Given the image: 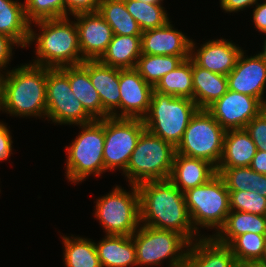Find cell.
Masks as SVG:
<instances>
[{
  "label": "cell",
  "mask_w": 266,
  "mask_h": 267,
  "mask_svg": "<svg viewBox=\"0 0 266 267\" xmlns=\"http://www.w3.org/2000/svg\"><path fill=\"white\" fill-rule=\"evenodd\" d=\"M64 263L66 267H102L97 255L95 242L82 237L62 236Z\"/></svg>",
  "instance_id": "obj_31"
},
{
  "label": "cell",
  "mask_w": 266,
  "mask_h": 267,
  "mask_svg": "<svg viewBox=\"0 0 266 267\" xmlns=\"http://www.w3.org/2000/svg\"><path fill=\"white\" fill-rule=\"evenodd\" d=\"M195 45V42L191 40L190 59L201 68L225 76L233 70L243 51L241 47H237L235 43L224 38L207 41L198 50Z\"/></svg>",
  "instance_id": "obj_17"
},
{
  "label": "cell",
  "mask_w": 266,
  "mask_h": 267,
  "mask_svg": "<svg viewBox=\"0 0 266 267\" xmlns=\"http://www.w3.org/2000/svg\"><path fill=\"white\" fill-rule=\"evenodd\" d=\"M258 195L266 197V175L260 174L259 184H258Z\"/></svg>",
  "instance_id": "obj_45"
},
{
  "label": "cell",
  "mask_w": 266,
  "mask_h": 267,
  "mask_svg": "<svg viewBox=\"0 0 266 267\" xmlns=\"http://www.w3.org/2000/svg\"><path fill=\"white\" fill-rule=\"evenodd\" d=\"M170 23L142 32L141 54L190 56L191 39L175 30Z\"/></svg>",
  "instance_id": "obj_18"
},
{
  "label": "cell",
  "mask_w": 266,
  "mask_h": 267,
  "mask_svg": "<svg viewBox=\"0 0 266 267\" xmlns=\"http://www.w3.org/2000/svg\"><path fill=\"white\" fill-rule=\"evenodd\" d=\"M249 232L266 234V216L230 210L225 224L212 237L228 245L235 237Z\"/></svg>",
  "instance_id": "obj_28"
},
{
  "label": "cell",
  "mask_w": 266,
  "mask_h": 267,
  "mask_svg": "<svg viewBox=\"0 0 266 267\" xmlns=\"http://www.w3.org/2000/svg\"><path fill=\"white\" fill-rule=\"evenodd\" d=\"M131 237L136 249L137 266H157L167 258L170 260L168 267L184 266L190 242L180 233L140 225Z\"/></svg>",
  "instance_id": "obj_8"
},
{
  "label": "cell",
  "mask_w": 266,
  "mask_h": 267,
  "mask_svg": "<svg viewBox=\"0 0 266 267\" xmlns=\"http://www.w3.org/2000/svg\"><path fill=\"white\" fill-rule=\"evenodd\" d=\"M242 51L233 70L227 75L228 90L257 98L263 105L266 87V59L259 53L245 57Z\"/></svg>",
  "instance_id": "obj_14"
},
{
  "label": "cell",
  "mask_w": 266,
  "mask_h": 267,
  "mask_svg": "<svg viewBox=\"0 0 266 267\" xmlns=\"http://www.w3.org/2000/svg\"><path fill=\"white\" fill-rule=\"evenodd\" d=\"M175 153L176 148L171 143L145 129L124 172L129 185L169 179Z\"/></svg>",
  "instance_id": "obj_5"
},
{
  "label": "cell",
  "mask_w": 266,
  "mask_h": 267,
  "mask_svg": "<svg viewBox=\"0 0 266 267\" xmlns=\"http://www.w3.org/2000/svg\"><path fill=\"white\" fill-rule=\"evenodd\" d=\"M131 186L132 192L115 186L108 195L96 200L95 217L106 235L132 236L141 225L137 185Z\"/></svg>",
  "instance_id": "obj_9"
},
{
  "label": "cell",
  "mask_w": 266,
  "mask_h": 267,
  "mask_svg": "<svg viewBox=\"0 0 266 267\" xmlns=\"http://www.w3.org/2000/svg\"><path fill=\"white\" fill-rule=\"evenodd\" d=\"M120 109L117 118L143 119L150 108L154 88L133 69H119Z\"/></svg>",
  "instance_id": "obj_15"
},
{
  "label": "cell",
  "mask_w": 266,
  "mask_h": 267,
  "mask_svg": "<svg viewBox=\"0 0 266 267\" xmlns=\"http://www.w3.org/2000/svg\"><path fill=\"white\" fill-rule=\"evenodd\" d=\"M265 35H266V33H265ZM263 44H264V45H263V51L260 52L259 54H260L263 58L266 59V40L264 41Z\"/></svg>",
  "instance_id": "obj_48"
},
{
  "label": "cell",
  "mask_w": 266,
  "mask_h": 267,
  "mask_svg": "<svg viewBox=\"0 0 266 267\" xmlns=\"http://www.w3.org/2000/svg\"><path fill=\"white\" fill-rule=\"evenodd\" d=\"M137 189L141 225L178 232L190 243L201 238H194L201 234L192 225L184 193L169 179L146 181Z\"/></svg>",
  "instance_id": "obj_1"
},
{
  "label": "cell",
  "mask_w": 266,
  "mask_h": 267,
  "mask_svg": "<svg viewBox=\"0 0 266 267\" xmlns=\"http://www.w3.org/2000/svg\"><path fill=\"white\" fill-rule=\"evenodd\" d=\"M266 234L245 233L235 237L227 246L231 249L239 266L261 261Z\"/></svg>",
  "instance_id": "obj_34"
},
{
  "label": "cell",
  "mask_w": 266,
  "mask_h": 267,
  "mask_svg": "<svg viewBox=\"0 0 266 267\" xmlns=\"http://www.w3.org/2000/svg\"><path fill=\"white\" fill-rule=\"evenodd\" d=\"M97 11L112 28L113 34H142L138 23L126 9L125 0H100Z\"/></svg>",
  "instance_id": "obj_29"
},
{
  "label": "cell",
  "mask_w": 266,
  "mask_h": 267,
  "mask_svg": "<svg viewBox=\"0 0 266 267\" xmlns=\"http://www.w3.org/2000/svg\"><path fill=\"white\" fill-rule=\"evenodd\" d=\"M189 247L183 267H240L231 249L218 243L211 235H202Z\"/></svg>",
  "instance_id": "obj_20"
},
{
  "label": "cell",
  "mask_w": 266,
  "mask_h": 267,
  "mask_svg": "<svg viewBox=\"0 0 266 267\" xmlns=\"http://www.w3.org/2000/svg\"><path fill=\"white\" fill-rule=\"evenodd\" d=\"M154 91L193 100L192 60H183L174 70L164 75Z\"/></svg>",
  "instance_id": "obj_30"
},
{
  "label": "cell",
  "mask_w": 266,
  "mask_h": 267,
  "mask_svg": "<svg viewBox=\"0 0 266 267\" xmlns=\"http://www.w3.org/2000/svg\"><path fill=\"white\" fill-rule=\"evenodd\" d=\"M189 58L190 56L141 54L135 69L154 88L164 75L174 70L183 60Z\"/></svg>",
  "instance_id": "obj_32"
},
{
  "label": "cell",
  "mask_w": 266,
  "mask_h": 267,
  "mask_svg": "<svg viewBox=\"0 0 266 267\" xmlns=\"http://www.w3.org/2000/svg\"><path fill=\"white\" fill-rule=\"evenodd\" d=\"M102 267L137 266L136 249L133 238L127 235H106L95 243Z\"/></svg>",
  "instance_id": "obj_22"
},
{
  "label": "cell",
  "mask_w": 266,
  "mask_h": 267,
  "mask_svg": "<svg viewBox=\"0 0 266 267\" xmlns=\"http://www.w3.org/2000/svg\"><path fill=\"white\" fill-rule=\"evenodd\" d=\"M256 152V145L245 129L227 130L217 168L248 167Z\"/></svg>",
  "instance_id": "obj_23"
},
{
  "label": "cell",
  "mask_w": 266,
  "mask_h": 267,
  "mask_svg": "<svg viewBox=\"0 0 266 267\" xmlns=\"http://www.w3.org/2000/svg\"><path fill=\"white\" fill-rule=\"evenodd\" d=\"M184 198L196 231H199L200 226L216 228L215 231L218 232L225 224L230 213V198L229 191L218 173L207 183L185 191Z\"/></svg>",
  "instance_id": "obj_7"
},
{
  "label": "cell",
  "mask_w": 266,
  "mask_h": 267,
  "mask_svg": "<svg viewBox=\"0 0 266 267\" xmlns=\"http://www.w3.org/2000/svg\"><path fill=\"white\" fill-rule=\"evenodd\" d=\"M228 191L258 192L260 173L248 167L216 168Z\"/></svg>",
  "instance_id": "obj_35"
},
{
  "label": "cell",
  "mask_w": 266,
  "mask_h": 267,
  "mask_svg": "<svg viewBox=\"0 0 266 267\" xmlns=\"http://www.w3.org/2000/svg\"><path fill=\"white\" fill-rule=\"evenodd\" d=\"M30 27L24 3L0 0V34L11 37L19 46L25 48L29 43Z\"/></svg>",
  "instance_id": "obj_27"
},
{
  "label": "cell",
  "mask_w": 266,
  "mask_h": 267,
  "mask_svg": "<svg viewBox=\"0 0 266 267\" xmlns=\"http://www.w3.org/2000/svg\"><path fill=\"white\" fill-rule=\"evenodd\" d=\"M259 263L266 265V241H265L264 252H263L261 261Z\"/></svg>",
  "instance_id": "obj_47"
},
{
  "label": "cell",
  "mask_w": 266,
  "mask_h": 267,
  "mask_svg": "<svg viewBox=\"0 0 266 267\" xmlns=\"http://www.w3.org/2000/svg\"><path fill=\"white\" fill-rule=\"evenodd\" d=\"M149 4H154V3H162L161 1L163 0H140Z\"/></svg>",
  "instance_id": "obj_49"
},
{
  "label": "cell",
  "mask_w": 266,
  "mask_h": 267,
  "mask_svg": "<svg viewBox=\"0 0 266 267\" xmlns=\"http://www.w3.org/2000/svg\"><path fill=\"white\" fill-rule=\"evenodd\" d=\"M80 65L88 72L103 109L117 118L116 110L120 108L119 68L105 65L99 60L83 61Z\"/></svg>",
  "instance_id": "obj_19"
},
{
  "label": "cell",
  "mask_w": 266,
  "mask_h": 267,
  "mask_svg": "<svg viewBox=\"0 0 266 267\" xmlns=\"http://www.w3.org/2000/svg\"><path fill=\"white\" fill-rule=\"evenodd\" d=\"M14 45H17V47L19 46V44L11 37L0 34V73L2 71L1 69L7 67L6 65L10 61L12 56V48H14L12 46Z\"/></svg>",
  "instance_id": "obj_40"
},
{
  "label": "cell",
  "mask_w": 266,
  "mask_h": 267,
  "mask_svg": "<svg viewBox=\"0 0 266 267\" xmlns=\"http://www.w3.org/2000/svg\"><path fill=\"white\" fill-rule=\"evenodd\" d=\"M217 174L209 161L175 153L169 180L181 191L207 183Z\"/></svg>",
  "instance_id": "obj_21"
},
{
  "label": "cell",
  "mask_w": 266,
  "mask_h": 267,
  "mask_svg": "<svg viewBox=\"0 0 266 267\" xmlns=\"http://www.w3.org/2000/svg\"><path fill=\"white\" fill-rule=\"evenodd\" d=\"M253 22L259 32L266 33V1L256 4V7L253 9Z\"/></svg>",
  "instance_id": "obj_43"
},
{
  "label": "cell",
  "mask_w": 266,
  "mask_h": 267,
  "mask_svg": "<svg viewBox=\"0 0 266 267\" xmlns=\"http://www.w3.org/2000/svg\"><path fill=\"white\" fill-rule=\"evenodd\" d=\"M240 267H266V265L261 264V263H250V264L243 265V266H240Z\"/></svg>",
  "instance_id": "obj_46"
},
{
  "label": "cell",
  "mask_w": 266,
  "mask_h": 267,
  "mask_svg": "<svg viewBox=\"0 0 266 267\" xmlns=\"http://www.w3.org/2000/svg\"><path fill=\"white\" fill-rule=\"evenodd\" d=\"M81 133L72 141L67 150L66 177L76 184L93 174L101 176L104 167V119H95L86 124H79Z\"/></svg>",
  "instance_id": "obj_6"
},
{
  "label": "cell",
  "mask_w": 266,
  "mask_h": 267,
  "mask_svg": "<svg viewBox=\"0 0 266 267\" xmlns=\"http://www.w3.org/2000/svg\"><path fill=\"white\" fill-rule=\"evenodd\" d=\"M262 111L266 114V103L263 105V110Z\"/></svg>",
  "instance_id": "obj_50"
},
{
  "label": "cell",
  "mask_w": 266,
  "mask_h": 267,
  "mask_svg": "<svg viewBox=\"0 0 266 267\" xmlns=\"http://www.w3.org/2000/svg\"><path fill=\"white\" fill-rule=\"evenodd\" d=\"M141 56V35H113L99 61L119 69H133Z\"/></svg>",
  "instance_id": "obj_26"
},
{
  "label": "cell",
  "mask_w": 266,
  "mask_h": 267,
  "mask_svg": "<svg viewBox=\"0 0 266 267\" xmlns=\"http://www.w3.org/2000/svg\"><path fill=\"white\" fill-rule=\"evenodd\" d=\"M0 73V111L28 117L46 116L47 67L25 64Z\"/></svg>",
  "instance_id": "obj_2"
},
{
  "label": "cell",
  "mask_w": 266,
  "mask_h": 267,
  "mask_svg": "<svg viewBox=\"0 0 266 267\" xmlns=\"http://www.w3.org/2000/svg\"><path fill=\"white\" fill-rule=\"evenodd\" d=\"M68 18L67 16L33 22L42 30L37 34L30 27L28 45L34 40L37 43L35 50L38 57L33 61V65L61 68L80 65L84 61L76 24Z\"/></svg>",
  "instance_id": "obj_3"
},
{
  "label": "cell",
  "mask_w": 266,
  "mask_h": 267,
  "mask_svg": "<svg viewBox=\"0 0 266 267\" xmlns=\"http://www.w3.org/2000/svg\"><path fill=\"white\" fill-rule=\"evenodd\" d=\"M72 16L77 20L75 24L84 61L99 60L113 38L112 28L98 11Z\"/></svg>",
  "instance_id": "obj_16"
},
{
  "label": "cell",
  "mask_w": 266,
  "mask_h": 267,
  "mask_svg": "<svg viewBox=\"0 0 266 267\" xmlns=\"http://www.w3.org/2000/svg\"><path fill=\"white\" fill-rule=\"evenodd\" d=\"M249 167L257 173L266 175V152L257 150Z\"/></svg>",
  "instance_id": "obj_44"
},
{
  "label": "cell",
  "mask_w": 266,
  "mask_h": 267,
  "mask_svg": "<svg viewBox=\"0 0 266 267\" xmlns=\"http://www.w3.org/2000/svg\"><path fill=\"white\" fill-rule=\"evenodd\" d=\"M193 100L199 109H207L228 90L227 76L201 68L192 61Z\"/></svg>",
  "instance_id": "obj_25"
},
{
  "label": "cell",
  "mask_w": 266,
  "mask_h": 267,
  "mask_svg": "<svg viewBox=\"0 0 266 267\" xmlns=\"http://www.w3.org/2000/svg\"><path fill=\"white\" fill-rule=\"evenodd\" d=\"M5 123L0 122V161L6 160L12 153V137Z\"/></svg>",
  "instance_id": "obj_41"
},
{
  "label": "cell",
  "mask_w": 266,
  "mask_h": 267,
  "mask_svg": "<svg viewBox=\"0 0 266 267\" xmlns=\"http://www.w3.org/2000/svg\"><path fill=\"white\" fill-rule=\"evenodd\" d=\"M24 7L30 23L64 17V0H25Z\"/></svg>",
  "instance_id": "obj_36"
},
{
  "label": "cell",
  "mask_w": 266,
  "mask_h": 267,
  "mask_svg": "<svg viewBox=\"0 0 266 267\" xmlns=\"http://www.w3.org/2000/svg\"><path fill=\"white\" fill-rule=\"evenodd\" d=\"M259 0H220L222 9L226 12H238L246 7L254 6Z\"/></svg>",
  "instance_id": "obj_42"
},
{
  "label": "cell",
  "mask_w": 266,
  "mask_h": 267,
  "mask_svg": "<svg viewBox=\"0 0 266 267\" xmlns=\"http://www.w3.org/2000/svg\"><path fill=\"white\" fill-rule=\"evenodd\" d=\"M244 129L252 138L257 150L266 152V114L261 111Z\"/></svg>",
  "instance_id": "obj_38"
},
{
  "label": "cell",
  "mask_w": 266,
  "mask_h": 267,
  "mask_svg": "<svg viewBox=\"0 0 266 267\" xmlns=\"http://www.w3.org/2000/svg\"><path fill=\"white\" fill-rule=\"evenodd\" d=\"M145 129L143 119L104 118L103 160L106 170L120 168L123 172L126 171L130 156Z\"/></svg>",
  "instance_id": "obj_12"
},
{
  "label": "cell",
  "mask_w": 266,
  "mask_h": 267,
  "mask_svg": "<svg viewBox=\"0 0 266 267\" xmlns=\"http://www.w3.org/2000/svg\"><path fill=\"white\" fill-rule=\"evenodd\" d=\"M100 0H64V17L68 13L75 15L84 12H95L98 9Z\"/></svg>",
  "instance_id": "obj_39"
},
{
  "label": "cell",
  "mask_w": 266,
  "mask_h": 267,
  "mask_svg": "<svg viewBox=\"0 0 266 267\" xmlns=\"http://www.w3.org/2000/svg\"><path fill=\"white\" fill-rule=\"evenodd\" d=\"M46 117L60 125H79L95 120L76 98L68 76L60 68H47Z\"/></svg>",
  "instance_id": "obj_11"
},
{
  "label": "cell",
  "mask_w": 266,
  "mask_h": 267,
  "mask_svg": "<svg viewBox=\"0 0 266 267\" xmlns=\"http://www.w3.org/2000/svg\"><path fill=\"white\" fill-rule=\"evenodd\" d=\"M60 69L68 76L76 98L94 119H104L110 116L103 109L100 96L92 85L88 72L81 65L65 66Z\"/></svg>",
  "instance_id": "obj_24"
},
{
  "label": "cell",
  "mask_w": 266,
  "mask_h": 267,
  "mask_svg": "<svg viewBox=\"0 0 266 267\" xmlns=\"http://www.w3.org/2000/svg\"><path fill=\"white\" fill-rule=\"evenodd\" d=\"M206 110L227 131L244 129L263 110V104L252 96L227 90Z\"/></svg>",
  "instance_id": "obj_13"
},
{
  "label": "cell",
  "mask_w": 266,
  "mask_h": 267,
  "mask_svg": "<svg viewBox=\"0 0 266 267\" xmlns=\"http://www.w3.org/2000/svg\"><path fill=\"white\" fill-rule=\"evenodd\" d=\"M161 5L140 0H125L127 11L136 20L142 32L163 27L170 21L165 8Z\"/></svg>",
  "instance_id": "obj_33"
},
{
  "label": "cell",
  "mask_w": 266,
  "mask_h": 267,
  "mask_svg": "<svg viewBox=\"0 0 266 267\" xmlns=\"http://www.w3.org/2000/svg\"><path fill=\"white\" fill-rule=\"evenodd\" d=\"M230 210L266 216V197L253 191H229Z\"/></svg>",
  "instance_id": "obj_37"
},
{
  "label": "cell",
  "mask_w": 266,
  "mask_h": 267,
  "mask_svg": "<svg viewBox=\"0 0 266 267\" xmlns=\"http://www.w3.org/2000/svg\"><path fill=\"white\" fill-rule=\"evenodd\" d=\"M199 108L194 100L152 91L150 108L143 118L145 128L175 148L181 142L191 117Z\"/></svg>",
  "instance_id": "obj_4"
},
{
  "label": "cell",
  "mask_w": 266,
  "mask_h": 267,
  "mask_svg": "<svg viewBox=\"0 0 266 267\" xmlns=\"http://www.w3.org/2000/svg\"><path fill=\"white\" fill-rule=\"evenodd\" d=\"M226 130L206 109H198L184 131L176 153L209 161L216 168L222 156Z\"/></svg>",
  "instance_id": "obj_10"
}]
</instances>
